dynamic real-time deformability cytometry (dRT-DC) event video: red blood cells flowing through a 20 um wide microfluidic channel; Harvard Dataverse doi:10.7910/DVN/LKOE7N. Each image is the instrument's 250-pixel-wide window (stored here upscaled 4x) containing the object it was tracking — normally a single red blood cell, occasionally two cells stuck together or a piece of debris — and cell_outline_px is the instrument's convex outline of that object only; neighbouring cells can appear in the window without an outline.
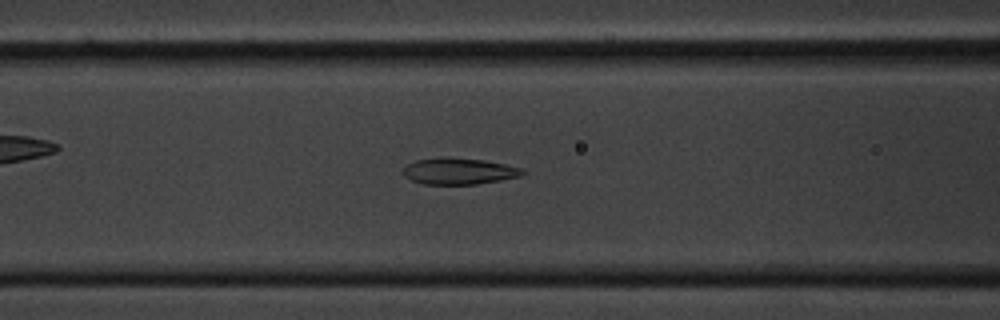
{"species": "common noctule bat (a hibernating species)", "species_latin": "Nyctalus noctula", "temperature_condition": "cold", "stored_images_in_passage": 54, "camera_frame_rate_fps": 3000, "um_per_image_px": 0.085, "animal": {"sex": "male", "body_mass_g": 20.1, "forearm_length_mm": 53.5}, "frame": {"image": 1, "passage_image": 21, "time_ms": 6.667, "image_size_px": [1000, 320], "cell_outline_px": [[524, 172], [520, 176], [500, 180], [476, 184], [424, 184], [412, 180], [404, 176], [404, 168], [408, 164], [416, 160], [484, 160], [524, 168]], "centroid_in_image_um": [39.06, 14.6], "position_along_channel_um": 127.5, "area_um2": 17.34}}
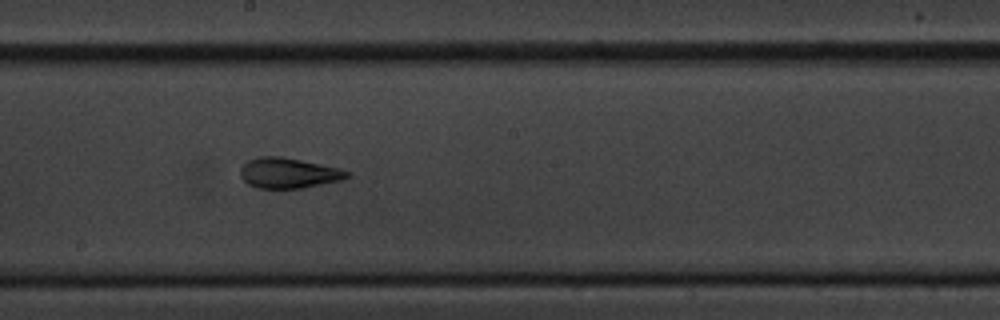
{"frame": {"image": 2, "passage_image": 29, "time_ms": 9.333, "image_size_px": [1000, 320], "cell_outline_px": [[348, 176], [340, 180], [300, 188], [256, 188], [248, 184], [240, 176], [240, 168], [248, 160], [260, 156], [280, 156], [320, 164], [336, 168], [348, 172]], "centroid_in_image_um": [24.43, 14.7], "position_along_channel_um": 223.8, "area_um2": 18.5}}
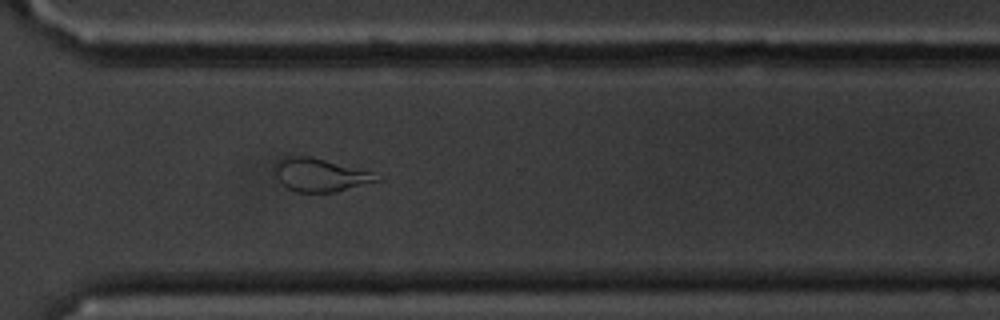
{"frame": {"image": 3, "passage_image": 39, "time_ms": 12.667, "image_size_px": [1000, 320], "cell_outline_px": [[380, 180], [336, 192], [296, 192], [280, 184], [272, 172], [272, 168], [284, 156], [308, 156], [372, 172]], "centroid_in_image_um": [27.11, 14.88], "position_along_channel_um": 343.5, "area_um2": 19.54}, "authors_computed_cell_mechanics": {"area_um2": 19.5942, "velocity_mm_per_s": 3.6052, "shape_relaxation_time_tau1_ms": 4.5722, "shape_relaxation_time_tau2_ms": 2.2296, "deformation_change_tau1": 0.1579, "deformation_change_tau2": 0.0849}}